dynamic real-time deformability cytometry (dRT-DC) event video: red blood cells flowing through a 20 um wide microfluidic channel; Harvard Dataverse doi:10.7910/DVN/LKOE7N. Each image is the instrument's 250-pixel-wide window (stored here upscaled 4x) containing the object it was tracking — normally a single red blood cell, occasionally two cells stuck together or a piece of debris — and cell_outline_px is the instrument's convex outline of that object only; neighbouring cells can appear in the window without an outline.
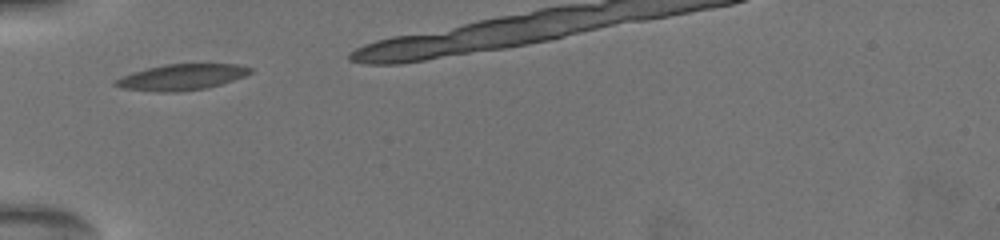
{"species": "common noctule bat (a hibernating species)", "species_latin": "Nyctalus noctula", "temperature_condition": "warm", "stored_images_in_passage": 3, "camera_frame_rate_fps": 3000, "um_per_image_px": 0.085, "animal": {"sex": "female", "body_mass_g": 19.5, "forearm_length_mm": 54.1}, "frame": {"image": 1, "passage_image": 1, "time_ms": 0.0, "image_size_px": [1000, 240], "cell_outline_px": [[252, 72], [244, 76], [208, 88], [180, 92], [156, 92], [120, 88], [112, 84], [116, 80], [132, 72], [164, 64], [236, 64], [252, 68]], "centroid_in_image_um": [15.42, 6.56], "position_along_channel_um": 69.6, "area_um2": 20.35}}